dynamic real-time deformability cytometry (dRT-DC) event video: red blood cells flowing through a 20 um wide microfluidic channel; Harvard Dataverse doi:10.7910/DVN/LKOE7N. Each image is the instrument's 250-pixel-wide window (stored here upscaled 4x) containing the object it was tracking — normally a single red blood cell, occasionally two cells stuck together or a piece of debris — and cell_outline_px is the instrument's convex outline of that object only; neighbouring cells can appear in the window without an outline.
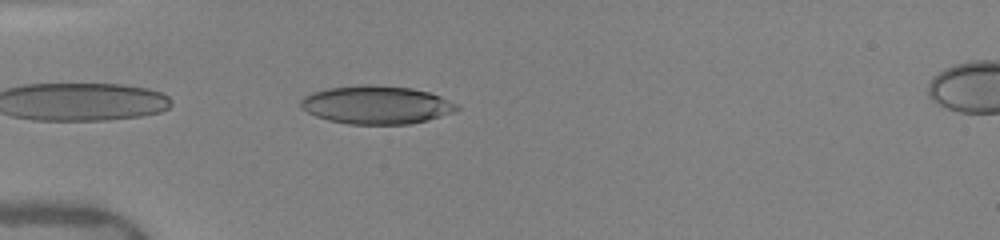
{"species": "human", "species_latin": "Homo sapiens", "temperature_condition": "warm", "stored_images_in_passage": 18, "camera_frame_rate_fps": 3000, "um_per_image_px": 0.085, "donor": {"sex": "female"}, "frame": {"image": 1, "passage_image": 2, "time_ms": 0.333, "image_size_px": [1000, 240], "cell_outline_px": [[460, 108], [452, 112], [428, 120], [408, 124], [348, 124], [328, 120], [316, 116], [300, 108], [300, 100], [304, 96], [312, 92], [328, 88], [356, 84], [372, 84], [412, 88], [428, 92], [440, 96], [460, 104]], "centroid_in_image_um": [31.98, 8.9], "position_along_channel_um": 53.0, "area_um2": 35.03}}
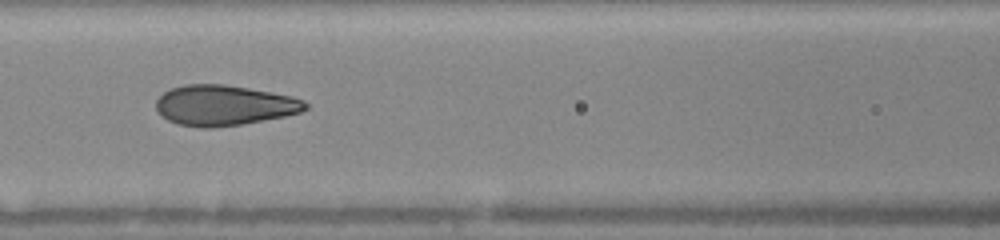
{"frame": {"image": 2, "passage_image": 10, "time_ms": 3.0, "image_size_px": [1000, 240], "cell_outline_px": [[308, 108], [300, 112], [284, 116], [240, 124], [212, 128], [204, 128], [176, 124], [168, 120], [156, 108], [156, 100], [164, 92], [172, 88], [188, 84], [224, 84], [272, 92], [292, 96], [304, 100], [308, 104]], "centroid_in_image_um": [19.06, 8.95], "position_along_channel_um": 147.5, "area_um2": 34.91}}
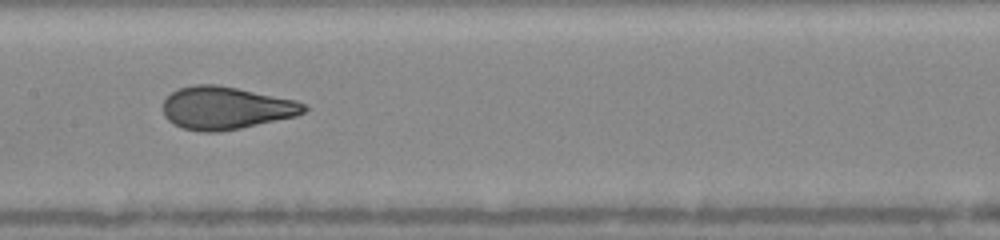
{"frame": {"image": 3, "passage_image": 13, "time_ms": 4.0, "image_size_px": [1000, 240], "cell_outline_px": [[308, 108], [304, 112], [296, 116], [240, 128], [220, 132], [200, 132], [184, 128], [172, 124], [164, 116], [164, 100], [172, 92], [180, 88], [192, 84], [216, 84], [296, 100], [304, 104]], "centroid_in_image_um": [19.18, 9.18], "position_along_channel_um": 188.2, "area_um2": 34.97}}